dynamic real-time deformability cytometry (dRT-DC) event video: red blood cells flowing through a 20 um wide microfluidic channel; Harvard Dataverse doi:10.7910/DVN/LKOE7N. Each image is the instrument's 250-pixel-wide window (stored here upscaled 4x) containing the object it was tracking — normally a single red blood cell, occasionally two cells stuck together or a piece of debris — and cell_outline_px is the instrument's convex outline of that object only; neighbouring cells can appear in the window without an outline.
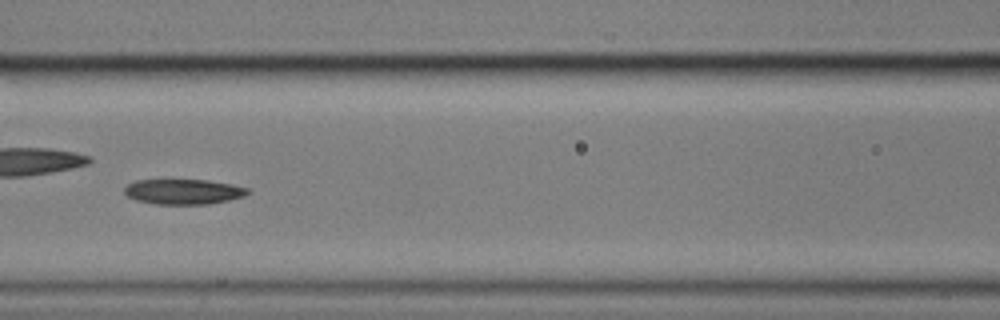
{"species": "common noctule bat (a hibernating species)", "species_latin": "Nyctalus noctula", "temperature_condition": "cold", "stored_images_in_passage": 55, "camera_frame_rate_fps": 3000, "um_per_image_px": 0.085, "animal": {"sex": "male", "body_mass_g": 17.9}, "frame": {"image": 1, "passage_image": 24, "time_ms": 7.667, "image_size_px": [1000, 320], "cell_outline_px": [[252, 192], [244, 196], [228, 200], [208, 204], [156, 204], [136, 200], [128, 196], [124, 192], [124, 188], [128, 184], [136, 180], [208, 180], [232, 184], [248, 188]], "centroid_in_image_um": [15.62, 16.29], "position_along_channel_um": 151.0, "area_um2": 18.09}}